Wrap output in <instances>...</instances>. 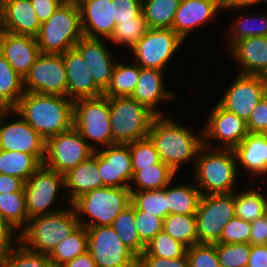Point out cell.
<instances>
[{"mask_svg":"<svg viewBox=\"0 0 267 267\" xmlns=\"http://www.w3.org/2000/svg\"><path fill=\"white\" fill-rule=\"evenodd\" d=\"M73 102L63 96L24 92L11 114H18L47 141L73 127Z\"/></svg>","mask_w":267,"mask_h":267,"instance_id":"cell-1","label":"cell"},{"mask_svg":"<svg viewBox=\"0 0 267 267\" xmlns=\"http://www.w3.org/2000/svg\"><path fill=\"white\" fill-rule=\"evenodd\" d=\"M200 137L191 130L176 122L156 115L152 120L148 138L154 144L162 162L177 172L181 163L189 161L199 152L208 148L203 144V133Z\"/></svg>","mask_w":267,"mask_h":267,"instance_id":"cell-2","label":"cell"},{"mask_svg":"<svg viewBox=\"0 0 267 267\" xmlns=\"http://www.w3.org/2000/svg\"><path fill=\"white\" fill-rule=\"evenodd\" d=\"M21 230L18 242L32 251L49 255L55 246L80 227L74 208L35 216Z\"/></svg>","mask_w":267,"mask_h":267,"instance_id":"cell-3","label":"cell"},{"mask_svg":"<svg viewBox=\"0 0 267 267\" xmlns=\"http://www.w3.org/2000/svg\"><path fill=\"white\" fill-rule=\"evenodd\" d=\"M80 9L76 1H64L53 15L41 24L36 36L40 53L63 54L83 37Z\"/></svg>","mask_w":267,"mask_h":267,"instance_id":"cell-4","label":"cell"},{"mask_svg":"<svg viewBox=\"0 0 267 267\" xmlns=\"http://www.w3.org/2000/svg\"><path fill=\"white\" fill-rule=\"evenodd\" d=\"M131 204V191L127 187H101L91 190L77 199L71 206L74 208L80 226H112L114 219ZM90 216L84 222L81 215ZM84 222V223H83Z\"/></svg>","mask_w":267,"mask_h":267,"instance_id":"cell-5","label":"cell"},{"mask_svg":"<svg viewBox=\"0 0 267 267\" xmlns=\"http://www.w3.org/2000/svg\"><path fill=\"white\" fill-rule=\"evenodd\" d=\"M113 144H129L148 136L155 114L131 97L108 98Z\"/></svg>","mask_w":267,"mask_h":267,"instance_id":"cell-6","label":"cell"},{"mask_svg":"<svg viewBox=\"0 0 267 267\" xmlns=\"http://www.w3.org/2000/svg\"><path fill=\"white\" fill-rule=\"evenodd\" d=\"M197 157L195 179L201 194H227L234 192L237 178V159L233 149L208 150ZM207 153V154H206ZM235 181V182H234ZM204 188L205 191H202Z\"/></svg>","mask_w":267,"mask_h":267,"instance_id":"cell-7","label":"cell"},{"mask_svg":"<svg viewBox=\"0 0 267 267\" xmlns=\"http://www.w3.org/2000/svg\"><path fill=\"white\" fill-rule=\"evenodd\" d=\"M73 127L102 147L113 145L108 97L79 98L73 102Z\"/></svg>","mask_w":267,"mask_h":267,"instance_id":"cell-8","label":"cell"},{"mask_svg":"<svg viewBox=\"0 0 267 267\" xmlns=\"http://www.w3.org/2000/svg\"><path fill=\"white\" fill-rule=\"evenodd\" d=\"M94 145L87 142L72 127L70 130L54 135L46 141V154L43 164L64 175L81 162L88 160L98 150Z\"/></svg>","mask_w":267,"mask_h":267,"instance_id":"cell-9","label":"cell"},{"mask_svg":"<svg viewBox=\"0 0 267 267\" xmlns=\"http://www.w3.org/2000/svg\"><path fill=\"white\" fill-rule=\"evenodd\" d=\"M234 210V192L201 195L195 214L198 243H217L224 226L235 216Z\"/></svg>","mask_w":267,"mask_h":267,"instance_id":"cell-10","label":"cell"},{"mask_svg":"<svg viewBox=\"0 0 267 267\" xmlns=\"http://www.w3.org/2000/svg\"><path fill=\"white\" fill-rule=\"evenodd\" d=\"M87 251L97 267H137V256L112 226L87 227Z\"/></svg>","mask_w":267,"mask_h":267,"instance_id":"cell-11","label":"cell"},{"mask_svg":"<svg viewBox=\"0 0 267 267\" xmlns=\"http://www.w3.org/2000/svg\"><path fill=\"white\" fill-rule=\"evenodd\" d=\"M23 88L24 92L67 97V76L62 54L40 53L23 78Z\"/></svg>","mask_w":267,"mask_h":267,"instance_id":"cell-12","label":"cell"},{"mask_svg":"<svg viewBox=\"0 0 267 267\" xmlns=\"http://www.w3.org/2000/svg\"><path fill=\"white\" fill-rule=\"evenodd\" d=\"M183 41L173 29L149 28L131 50L141 68L163 71Z\"/></svg>","mask_w":267,"mask_h":267,"instance_id":"cell-13","label":"cell"},{"mask_svg":"<svg viewBox=\"0 0 267 267\" xmlns=\"http://www.w3.org/2000/svg\"><path fill=\"white\" fill-rule=\"evenodd\" d=\"M62 186H65L64 175L46 167L44 164L29 177L24 184L28 221L35 216L61 211H53L49 207L56 201L58 189Z\"/></svg>","mask_w":267,"mask_h":267,"instance_id":"cell-14","label":"cell"},{"mask_svg":"<svg viewBox=\"0 0 267 267\" xmlns=\"http://www.w3.org/2000/svg\"><path fill=\"white\" fill-rule=\"evenodd\" d=\"M265 95L263 76L239 73L218 103L247 122L255 106Z\"/></svg>","mask_w":267,"mask_h":267,"instance_id":"cell-15","label":"cell"},{"mask_svg":"<svg viewBox=\"0 0 267 267\" xmlns=\"http://www.w3.org/2000/svg\"><path fill=\"white\" fill-rule=\"evenodd\" d=\"M11 112L5 109L0 115V149L34 155L42 164L46 154V140L23 118L2 125L3 118Z\"/></svg>","mask_w":267,"mask_h":267,"instance_id":"cell-16","label":"cell"},{"mask_svg":"<svg viewBox=\"0 0 267 267\" xmlns=\"http://www.w3.org/2000/svg\"><path fill=\"white\" fill-rule=\"evenodd\" d=\"M98 153V172L105 187H131L132 158L128 144H113Z\"/></svg>","mask_w":267,"mask_h":267,"instance_id":"cell-17","label":"cell"},{"mask_svg":"<svg viewBox=\"0 0 267 267\" xmlns=\"http://www.w3.org/2000/svg\"><path fill=\"white\" fill-rule=\"evenodd\" d=\"M205 127L204 131L202 130L203 144L210 138H215L223 142L222 149H234L249 134L247 122L219 103L211 110Z\"/></svg>","mask_w":267,"mask_h":267,"instance_id":"cell-18","label":"cell"},{"mask_svg":"<svg viewBox=\"0 0 267 267\" xmlns=\"http://www.w3.org/2000/svg\"><path fill=\"white\" fill-rule=\"evenodd\" d=\"M84 37L109 39L116 27L113 0H77Z\"/></svg>","mask_w":267,"mask_h":267,"instance_id":"cell-19","label":"cell"},{"mask_svg":"<svg viewBox=\"0 0 267 267\" xmlns=\"http://www.w3.org/2000/svg\"><path fill=\"white\" fill-rule=\"evenodd\" d=\"M67 76V98H97L103 91L94 83L80 52L74 47L62 54Z\"/></svg>","mask_w":267,"mask_h":267,"instance_id":"cell-20","label":"cell"},{"mask_svg":"<svg viewBox=\"0 0 267 267\" xmlns=\"http://www.w3.org/2000/svg\"><path fill=\"white\" fill-rule=\"evenodd\" d=\"M0 54L21 77L33 66L40 51L37 39L30 35H15L0 30Z\"/></svg>","mask_w":267,"mask_h":267,"instance_id":"cell-21","label":"cell"},{"mask_svg":"<svg viewBox=\"0 0 267 267\" xmlns=\"http://www.w3.org/2000/svg\"><path fill=\"white\" fill-rule=\"evenodd\" d=\"M40 26L30 0H0V30L36 37Z\"/></svg>","mask_w":267,"mask_h":267,"instance_id":"cell-22","label":"cell"},{"mask_svg":"<svg viewBox=\"0 0 267 267\" xmlns=\"http://www.w3.org/2000/svg\"><path fill=\"white\" fill-rule=\"evenodd\" d=\"M88 69L94 83L104 92L109 86L116 62L112 61L111 52L106 49L102 39L82 37L75 45Z\"/></svg>","mask_w":267,"mask_h":267,"instance_id":"cell-23","label":"cell"},{"mask_svg":"<svg viewBox=\"0 0 267 267\" xmlns=\"http://www.w3.org/2000/svg\"><path fill=\"white\" fill-rule=\"evenodd\" d=\"M223 10V0H180L172 28L183 40L192 29Z\"/></svg>","mask_w":267,"mask_h":267,"instance_id":"cell-24","label":"cell"},{"mask_svg":"<svg viewBox=\"0 0 267 267\" xmlns=\"http://www.w3.org/2000/svg\"><path fill=\"white\" fill-rule=\"evenodd\" d=\"M230 49L241 65L240 74L264 76L267 73V36L241 39Z\"/></svg>","mask_w":267,"mask_h":267,"instance_id":"cell-25","label":"cell"},{"mask_svg":"<svg viewBox=\"0 0 267 267\" xmlns=\"http://www.w3.org/2000/svg\"><path fill=\"white\" fill-rule=\"evenodd\" d=\"M163 71L159 69L140 68V75L131 98L146 106L155 115H163L156 111V104L163 99L174 97L172 92L166 90L163 82Z\"/></svg>","mask_w":267,"mask_h":267,"instance_id":"cell-26","label":"cell"},{"mask_svg":"<svg viewBox=\"0 0 267 267\" xmlns=\"http://www.w3.org/2000/svg\"><path fill=\"white\" fill-rule=\"evenodd\" d=\"M64 183L71 190V203L91 190L104 187L98 172V153L95 151L88 160L64 174Z\"/></svg>","mask_w":267,"mask_h":267,"instance_id":"cell-27","label":"cell"},{"mask_svg":"<svg viewBox=\"0 0 267 267\" xmlns=\"http://www.w3.org/2000/svg\"><path fill=\"white\" fill-rule=\"evenodd\" d=\"M233 151L242 169L254 176L267 174V134L249 133Z\"/></svg>","mask_w":267,"mask_h":267,"instance_id":"cell-28","label":"cell"},{"mask_svg":"<svg viewBox=\"0 0 267 267\" xmlns=\"http://www.w3.org/2000/svg\"><path fill=\"white\" fill-rule=\"evenodd\" d=\"M41 165L34 155L0 149V174L15 176L26 182Z\"/></svg>","mask_w":267,"mask_h":267,"instance_id":"cell-29","label":"cell"},{"mask_svg":"<svg viewBox=\"0 0 267 267\" xmlns=\"http://www.w3.org/2000/svg\"><path fill=\"white\" fill-rule=\"evenodd\" d=\"M23 95V78L0 54V107L13 109Z\"/></svg>","mask_w":267,"mask_h":267,"instance_id":"cell-30","label":"cell"},{"mask_svg":"<svg viewBox=\"0 0 267 267\" xmlns=\"http://www.w3.org/2000/svg\"><path fill=\"white\" fill-rule=\"evenodd\" d=\"M140 68L138 64H115L109 86L103 92V96L131 97L138 83Z\"/></svg>","mask_w":267,"mask_h":267,"instance_id":"cell-31","label":"cell"},{"mask_svg":"<svg viewBox=\"0 0 267 267\" xmlns=\"http://www.w3.org/2000/svg\"><path fill=\"white\" fill-rule=\"evenodd\" d=\"M88 232L86 227L80 226L70 236L58 243L48 255L52 266L61 267L78 255L87 252Z\"/></svg>","mask_w":267,"mask_h":267,"instance_id":"cell-32","label":"cell"},{"mask_svg":"<svg viewBox=\"0 0 267 267\" xmlns=\"http://www.w3.org/2000/svg\"><path fill=\"white\" fill-rule=\"evenodd\" d=\"M173 171L167 164L160 162L141 170H133L132 181L138 189L129 187L130 191H149L158 190L166 187L174 178Z\"/></svg>","mask_w":267,"mask_h":267,"instance_id":"cell-33","label":"cell"},{"mask_svg":"<svg viewBox=\"0 0 267 267\" xmlns=\"http://www.w3.org/2000/svg\"><path fill=\"white\" fill-rule=\"evenodd\" d=\"M199 188L191 185H179L168 188L167 207L169 214L191 215L196 214L201 198Z\"/></svg>","mask_w":267,"mask_h":267,"instance_id":"cell-34","label":"cell"},{"mask_svg":"<svg viewBox=\"0 0 267 267\" xmlns=\"http://www.w3.org/2000/svg\"><path fill=\"white\" fill-rule=\"evenodd\" d=\"M180 0H146L142 14L148 28L171 29Z\"/></svg>","mask_w":267,"mask_h":267,"instance_id":"cell-35","label":"cell"},{"mask_svg":"<svg viewBox=\"0 0 267 267\" xmlns=\"http://www.w3.org/2000/svg\"><path fill=\"white\" fill-rule=\"evenodd\" d=\"M122 242L138 257L145 249L135 227V206L131 203L114 219L112 224Z\"/></svg>","mask_w":267,"mask_h":267,"instance_id":"cell-36","label":"cell"},{"mask_svg":"<svg viewBox=\"0 0 267 267\" xmlns=\"http://www.w3.org/2000/svg\"><path fill=\"white\" fill-rule=\"evenodd\" d=\"M163 231L187 247L198 244L195 214H169L164 218Z\"/></svg>","mask_w":267,"mask_h":267,"instance_id":"cell-37","label":"cell"},{"mask_svg":"<svg viewBox=\"0 0 267 267\" xmlns=\"http://www.w3.org/2000/svg\"><path fill=\"white\" fill-rule=\"evenodd\" d=\"M235 216L245 221H255L267 214V198L260 192L250 190L246 192L234 191Z\"/></svg>","mask_w":267,"mask_h":267,"instance_id":"cell-38","label":"cell"},{"mask_svg":"<svg viewBox=\"0 0 267 267\" xmlns=\"http://www.w3.org/2000/svg\"><path fill=\"white\" fill-rule=\"evenodd\" d=\"M0 216L15 229L22 226L23 230L28 224L25 192L0 193Z\"/></svg>","mask_w":267,"mask_h":267,"instance_id":"cell-39","label":"cell"},{"mask_svg":"<svg viewBox=\"0 0 267 267\" xmlns=\"http://www.w3.org/2000/svg\"><path fill=\"white\" fill-rule=\"evenodd\" d=\"M18 248H12L0 256V267H51L47 254L38 253L19 243Z\"/></svg>","mask_w":267,"mask_h":267,"instance_id":"cell-40","label":"cell"},{"mask_svg":"<svg viewBox=\"0 0 267 267\" xmlns=\"http://www.w3.org/2000/svg\"><path fill=\"white\" fill-rule=\"evenodd\" d=\"M131 203L141 211L161 218L168 216L167 186L149 191H131Z\"/></svg>","mask_w":267,"mask_h":267,"instance_id":"cell-41","label":"cell"},{"mask_svg":"<svg viewBox=\"0 0 267 267\" xmlns=\"http://www.w3.org/2000/svg\"><path fill=\"white\" fill-rule=\"evenodd\" d=\"M187 246L173 239L164 231L158 232L147 244L140 256H155L160 258H178L186 255Z\"/></svg>","mask_w":267,"mask_h":267,"instance_id":"cell-42","label":"cell"},{"mask_svg":"<svg viewBox=\"0 0 267 267\" xmlns=\"http://www.w3.org/2000/svg\"><path fill=\"white\" fill-rule=\"evenodd\" d=\"M147 22L141 13L132 21H121L114 29L112 36L108 39L113 43L125 44L132 48L147 32Z\"/></svg>","mask_w":267,"mask_h":267,"instance_id":"cell-43","label":"cell"},{"mask_svg":"<svg viewBox=\"0 0 267 267\" xmlns=\"http://www.w3.org/2000/svg\"><path fill=\"white\" fill-rule=\"evenodd\" d=\"M216 245L217 256L220 267H246L250 254L251 245L249 243Z\"/></svg>","mask_w":267,"mask_h":267,"instance_id":"cell-44","label":"cell"},{"mask_svg":"<svg viewBox=\"0 0 267 267\" xmlns=\"http://www.w3.org/2000/svg\"><path fill=\"white\" fill-rule=\"evenodd\" d=\"M128 145L131 153L133 170H141L142 168H147L161 162L159 153L148 137L136 140Z\"/></svg>","mask_w":267,"mask_h":267,"instance_id":"cell-45","label":"cell"},{"mask_svg":"<svg viewBox=\"0 0 267 267\" xmlns=\"http://www.w3.org/2000/svg\"><path fill=\"white\" fill-rule=\"evenodd\" d=\"M189 267H220L215 244L198 243L187 247Z\"/></svg>","mask_w":267,"mask_h":267,"instance_id":"cell-46","label":"cell"},{"mask_svg":"<svg viewBox=\"0 0 267 267\" xmlns=\"http://www.w3.org/2000/svg\"><path fill=\"white\" fill-rule=\"evenodd\" d=\"M251 222L234 216L223 228L217 243L235 244L249 243Z\"/></svg>","mask_w":267,"mask_h":267,"instance_id":"cell-47","label":"cell"},{"mask_svg":"<svg viewBox=\"0 0 267 267\" xmlns=\"http://www.w3.org/2000/svg\"><path fill=\"white\" fill-rule=\"evenodd\" d=\"M163 222V218L148 214L135 207V227L144 244H147L158 232L163 231Z\"/></svg>","mask_w":267,"mask_h":267,"instance_id":"cell-48","label":"cell"},{"mask_svg":"<svg viewBox=\"0 0 267 267\" xmlns=\"http://www.w3.org/2000/svg\"><path fill=\"white\" fill-rule=\"evenodd\" d=\"M241 19L238 21L235 20L234 23H236L235 25H233L231 28L233 30V35L232 36V33H231V39H232V43L229 44V45H233L235 42L241 40V39H244V38H248V37H257V36H267V16L266 15H263L260 17H258L259 21L261 20L262 23H260L261 25H255L254 23V26H252V21L249 22L250 20V17H246L244 19V21L242 20L243 19V16L240 17ZM257 17H251V20H256ZM241 21V22H240ZM258 21V20H257ZM254 22V21H253Z\"/></svg>","mask_w":267,"mask_h":267,"instance_id":"cell-49","label":"cell"},{"mask_svg":"<svg viewBox=\"0 0 267 267\" xmlns=\"http://www.w3.org/2000/svg\"><path fill=\"white\" fill-rule=\"evenodd\" d=\"M252 134H267V94L255 106L247 121Z\"/></svg>","mask_w":267,"mask_h":267,"instance_id":"cell-50","label":"cell"},{"mask_svg":"<svg viewBox=\"0 0 267 267\" xmlns=\"http://www.w3.org/2000/svg\"><path fill=\"white\" fill-rule=\"evenodd\" d=\"M116 25L121 21H132L142 13V3L137 0H113Z\"/></svg>","mask_w":267,"mask_h":267,"instance_id":"cell-51","label":"cell"},{"mask_svg":"<svg viewBox=\"0 0 267 267\" xmlns=\"http://www.w3.org/2000/svg\"><path fill=\"white\" fill-rule=\"evenodd\" d=\"M137 267H189V263L186 255L172 259L155 256H138Z\"/></svg>","mask_w":267,"mask_h":267,"instance_id":"cell-52","label":"cell"},{"mask_svg":"<svg viewBox=\"0 0 267 267\" xmlns=\"http://www.w3.org/2000/svg\"><path fill=\"white\" fill-rule=\"evenodd\" d=\"M65 0H30L39 21L46 22Z\"/></svg>","mask_w":267,"mask_h":267,"instance_id":"cell-53","label":"cell"},{"mask_svg":"<svg viewBox=\"0 0 267 267\" xmlns=\"http://www.w3.org/2000/svg\"><path fill=\"white\" fill-rule=\"evenodd\" d=\"M250 245H267V214L251 222Z\"/></svg>","mask_w":267,"mask_h":267,"instance_id":"cell-54","label":"cell"},{"mask_svg":"<svg viewBox=\"0 0 267 267\" xmlns=\"http://www.w3.org/2000/svg\"><path fill=\"white\" fill-rule=\"evenodd\" d=\"M14 227L10 225L2 216H0V256L12 249V239L14 238Z\"/></svg>","mask_w":267,"mask_h":267,"instance_id":"cell-55","label":"cell"},{"mask_svg":"<svg viewBox=\"0 0 267 267\" xmlns=\"http://www.w3.org/2000/svg\"><path fill=\"white\" fill-rule=\"evenodd\" d=\"M246 267H267V245H251Z\"/></svg>","mask_w":267,"mask_h":267,"instance_id":"cell-56","label":"cell"},{"mask_svg":"<svg viewBox=\"0 0 267 267\" xmlns=\"http://www.w3.org/2000/svg\"><path fill=\"white\" fill-rule=\"evenodd\" d=\"M24 184L18 177L0 174V193L24 192Z\"/></svg>","mask_w":267,"mask_h":267,"instance_id":"cell-57","label":"cell"},{"mask_svg":"<svg viewBox=\"0 0 267 267\" xmlns=\"http://www.w3.org/2000/svg\"><path fill=\"white\" fill-rule=\"evenodd\" d=\"M61 267H97L95 261L92 259L91 254L87 251L78 255L73 260L66 262Z\"/></svg>","mask_w":267,"mask_h":267,"instance_id":"cell-58","label":"cell"},{"mask_svg":"<svg viewBox=\"0 0 267 267\" xmlns=\"http://www.w3.org/2000/svg\"><path fill=\"white\" fill-rule=\"evenodd\" d=\"M260 2H265V0H223V9L247 7Z\"/></svg>","mask_w":267,"mask_h":267,"instance_id":"cell-59","label":"cell"},{"mask_svg":"<svg viewBox=\"0 0 267 267\" xmlns=\"http://www.w3.org/2000/svg\"><path fill=\"white\" fill-rule=\"evenodd\" d=\"M263 77H264V80H265L266 94H267V73Z\"/></svg>","mask_w":267,"mask_h":267,"instance_id":"cell-60","label":"cell"},{"mask_svg":"<svg viewBox=\"0 0 267 267\" xmlns=\"http://www.w3.org/2000/svg\"><path fill=\"white\" fill-rule=\"evenodd\" d=\"M4 110H5V108L0 107V115H1V113H2Z\"/></svg>","mask_w":267,"mask_h":267,"instance_id":"cell-61","label":"cell"},{"mask_svg":"<svg viewBox=\"0 0 267 267\" xmlns=\"http://www.w3.org/2000/svg\"><path fill=\"white\" fill-rule=\"evenodd\" d=\"M137 1H139L140 3H144L146 0H137Z\"/></svg>","mask_w":267,"mask_h":267,"instance_id":"cell-62","label":"cell"}]
</instances>
